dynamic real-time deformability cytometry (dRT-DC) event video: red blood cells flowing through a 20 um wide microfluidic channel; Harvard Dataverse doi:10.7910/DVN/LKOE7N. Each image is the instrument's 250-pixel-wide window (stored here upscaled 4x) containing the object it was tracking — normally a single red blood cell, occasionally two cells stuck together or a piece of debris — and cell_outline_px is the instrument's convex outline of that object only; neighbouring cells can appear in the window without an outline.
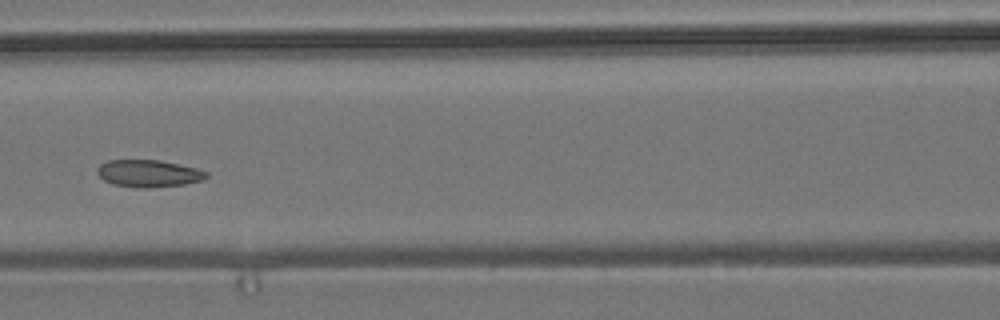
{"species": "common noctule bat (a hibernating species)", "species_latin": "Nyctalus noctula", "temperature_condition": "room temperature", "stored_images_in_passage": 8, "camera_frame_rate_fps": 3000, "um_per_image_px": 0.085, "animal": {"sex": "male", "body_mass_g": 19.2, "forearm_length_mm": 51.8}, "frame": {"image": 1, "passage_image": 6, "time_ms": 6.0, "image_size_px": [1000, 320], "cell_outline_px": [[208, 176], [204, 180], [184, 184], [148, 188], [140, 188], [112, 184], [104, 180], [96, 172], [96, 168], [100, 164], [108, 160], [160, 160], [196, 168], [208, 172]], "centroid_in_image_um": [12.62, 14.74], "position_along_channel_um": 154.0, "area_um2": 17.34}}
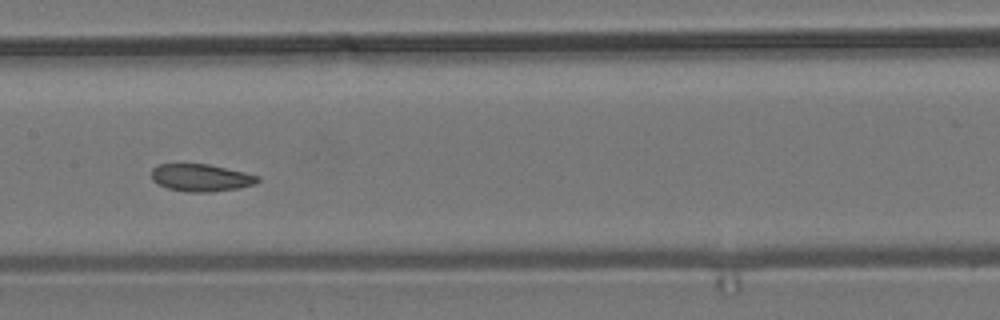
{"frame": {"image": 2, "passage_image": 7, "time_ms": 7.0, "image_size_px": [1000, 320], "cell_outline_px": [[260, 180], [256, 184], [240, 188], [212, 192], [188, 192], [168, 188], [156, 184], [152, 180], [152, 168], [156, 164], [208, 164], [244, 172], [260, 176]], "centroid_in_image_um": [17.09, 15.11], "position_along_channel_um": 190.3, "area_um2": 17.11}}
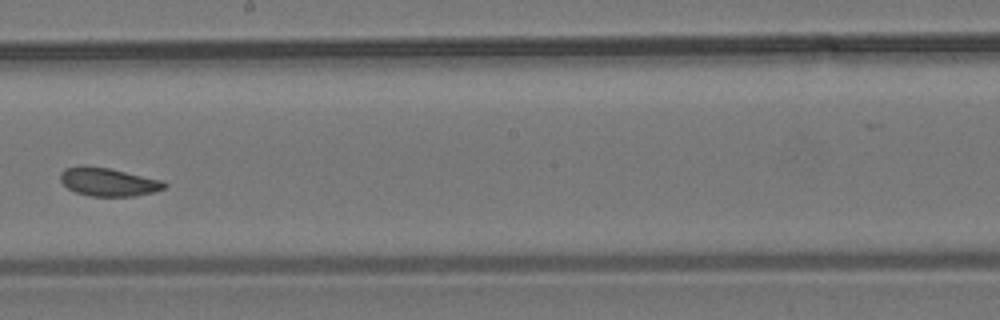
{"frame": {"image": 3, "passage_image": 8, "time_ms": 8.333, "image_size_px": [1000, 320], "cell_outline_px": [[168, 184], [164, 188], [152, 192], [136, 196], [92, 196], [76, 192], [68, 188], [60, 180], [60, 172], [64, 168], [84, 164], [108, 168], [164, 180]], "centroid_in_image_um": [9.19, 15.44], "position_along_channel_um": 239.0, "area_um2": 17.28}}